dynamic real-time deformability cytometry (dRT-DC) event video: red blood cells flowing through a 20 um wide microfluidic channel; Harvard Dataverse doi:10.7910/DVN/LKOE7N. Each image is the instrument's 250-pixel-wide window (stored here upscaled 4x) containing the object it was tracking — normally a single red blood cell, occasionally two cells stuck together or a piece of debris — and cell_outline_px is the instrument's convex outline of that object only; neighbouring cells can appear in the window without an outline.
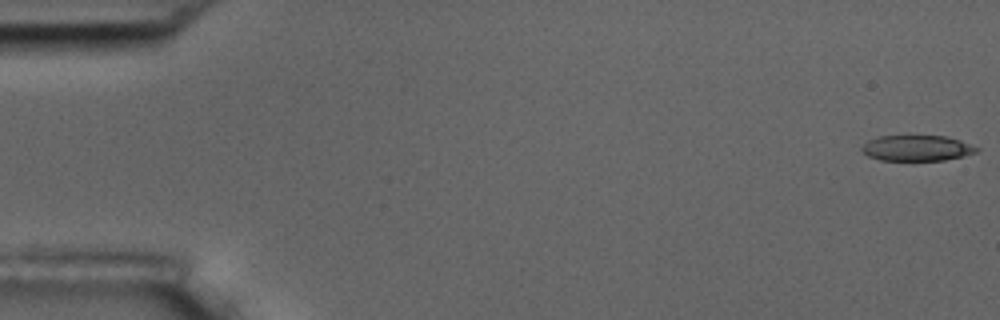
{"species": "common noctule bat (a hibernating species)", "species_latin": "Nyctalus noctula", "temperature_condition": "room temperature", "stored_images_in_passage": 6, "camera_frame_rate_fps": 3000, "um_per_image_px": 0.085, "animal": {"sex": "male", "body_mass_g": 17.5, "forearm_length_mm": 52.3}, "frame": {"image": 1, "passage_image": 1, "time_ms": 0.0, "image_size_px": [1000, 320], "cell_outline_px": [[980, 148], [976, 152], [964, 156], [944, 160], [880, 160], [868, 156], [860, 148], [868, 140], [880, 136], [948, 136], [960, 140]], "centroid_in_image_um": [77.95, 12.58], "position_along_channel_um": 7.1, "area_um2": 17.11}}
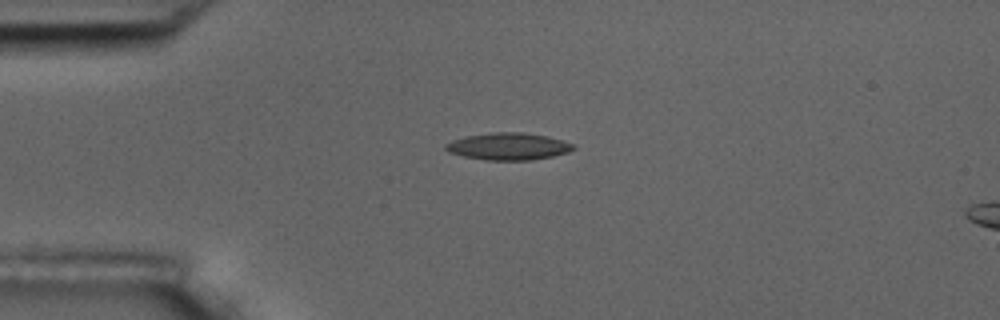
{"frame": {"image": 2, "passage_image": 4, "time_ms": 4.333, "image_size_px": [1000, 320], "cell_outline_px": [[576, 148], [568, 152], [552, 156], [532, 160], [484, 160], [464, 156], [448, 152], [444, 148], [444, 144], [452, 140], [464, 136], [492, 132], [524, 132], [548, 136], [564, 140], [572, 144]], "centroid_in_image_um": [43.19, 12.43], "position_along_channel_um": 41.8, "area_um2": 20.35}}